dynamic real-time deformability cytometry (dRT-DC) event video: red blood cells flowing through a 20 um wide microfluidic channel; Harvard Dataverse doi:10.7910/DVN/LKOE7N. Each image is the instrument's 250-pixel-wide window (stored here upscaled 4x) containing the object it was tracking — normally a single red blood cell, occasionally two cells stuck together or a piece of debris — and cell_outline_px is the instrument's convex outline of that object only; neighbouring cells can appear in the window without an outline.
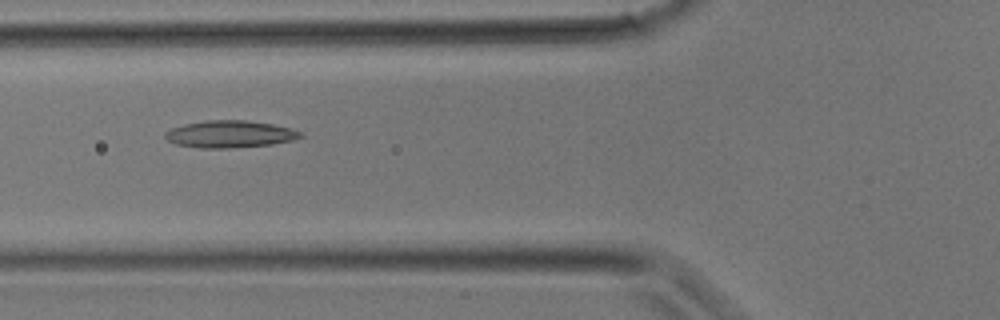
{"species": "common noctule bat (a hibernating species)", "species_latin": "Nyctalus noctula", "temperature_condition": "room temperature", "stored_images_in_passage": 32, "camera_frame_rate_fps": 3000, "um_per_image_px": 0.085, "animal": {"sex": "male", "body_mass_g": 17.9}, "frame": {"image": 1, "passage_image": 12, "time_ms": 3.667, "image_size_px": [1000, 320], "cell_outline_px": [[304, 136], [292, 140], [272, 144], [228, 148], [200, 148], [176, 144], [168, 140], [164, 136], [164, 132], [172, 128], [184, 124], [208, 120], [244, 120], [272, 124], [292, 128], [304, 132]], "centroid_in_image_um": [19.56, 11.4], "position_along_channel_um": 106.2, "area_um2": 21.39}}
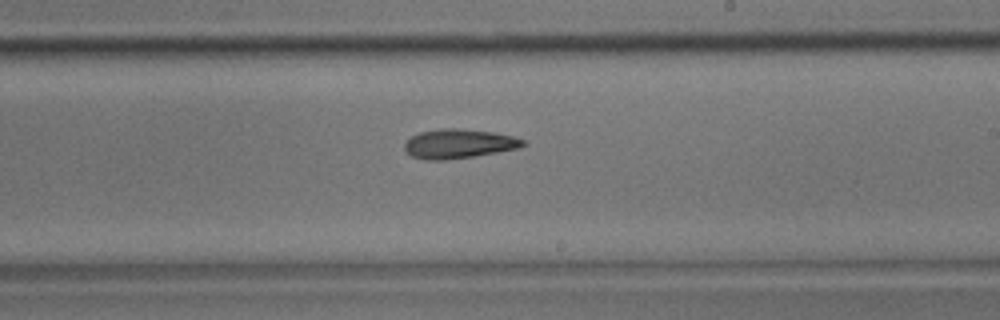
{"frame": {"image": 2, "passage_image": 19, "time_ms": 6.0, "image_size_px": [1000, 320], "cell_outline_px": [[528, 144], [520, 148], [472, 156], [444, 160], [424, 160], [412, 156], [404, 148], [404, 144], [412, 136], [420, 132], [440, 128], [460, 128], [492, 132], [512, 136], [528, 140]], "centroid_in_image_um": [39.03, 12.21], "position_along_channel_um": 250.0, "area_um2": 20.23}}
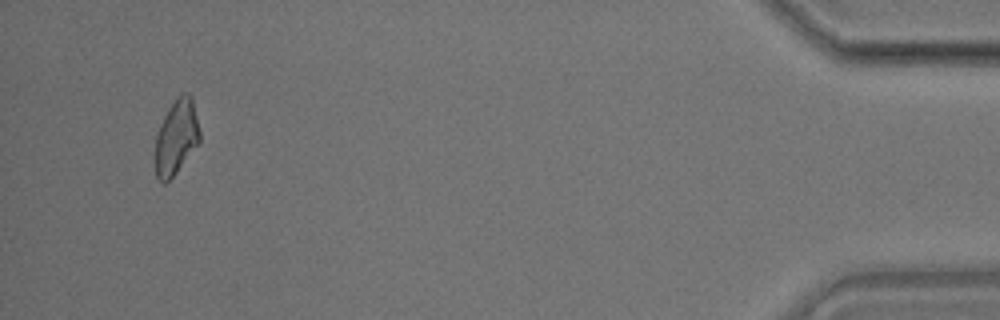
{"frame": {"image": 3, "passage_image": 31, "time_ms": 10.0, "image_size_px": [1000, 320], "cell_outline_px": [[200, 140], [176, 172], [164, 184], [156, 176], [156, 136], [164, 116], [168, 108], [180, 92], [188, 92], [192, 96], [200, 132]], "centroid_in_image_um": [15.0, 11.59], "position_along_channel_um": 420.2, "area_um2": 19.07}}